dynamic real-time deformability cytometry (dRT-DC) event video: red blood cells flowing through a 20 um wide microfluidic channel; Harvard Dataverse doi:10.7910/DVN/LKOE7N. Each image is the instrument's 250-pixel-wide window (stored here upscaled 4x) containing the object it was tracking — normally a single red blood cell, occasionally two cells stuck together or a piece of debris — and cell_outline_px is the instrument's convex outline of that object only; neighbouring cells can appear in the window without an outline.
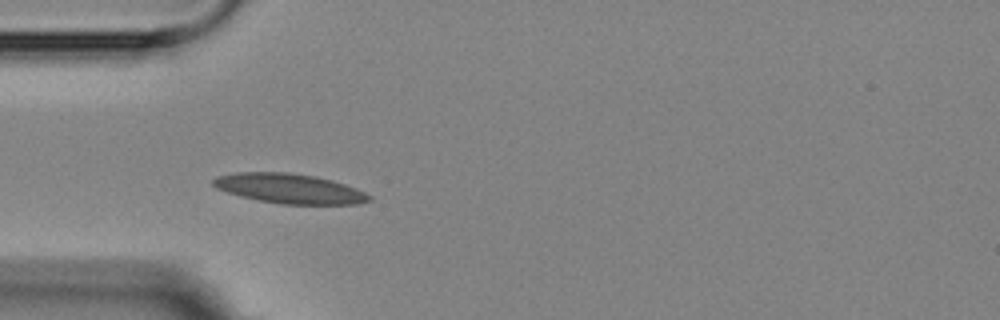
{"species": "Egyptian fruit bat (a non-hibernating species)", "species_latin": "Rousettus aegyptiacus", "temperature_condition": "room temperature", "stored_images_in_passage": 2, "camera_frame_rate_fps": 3000, "um_per_image_px": 0.085, "animal": {"sex": "female"}, "frame": {"image": 1, "passage_image": 1, "time_ms": 0.0, "image_size_px": [1000, 320], "cell_outline_px": [[372, 200], [356, 204], [280, 204], [256, 200], [240, 196], [216, 188], [212, 184], [212, 180], [216, 176], [236, 172], [288, 172], [312, 176], [332, 180], [356, 188], [372, 196]], "centroid_in_image_um": [24.58, 16.03], "position_along_channel_um": 60.4, "area_um2": 27.05}}
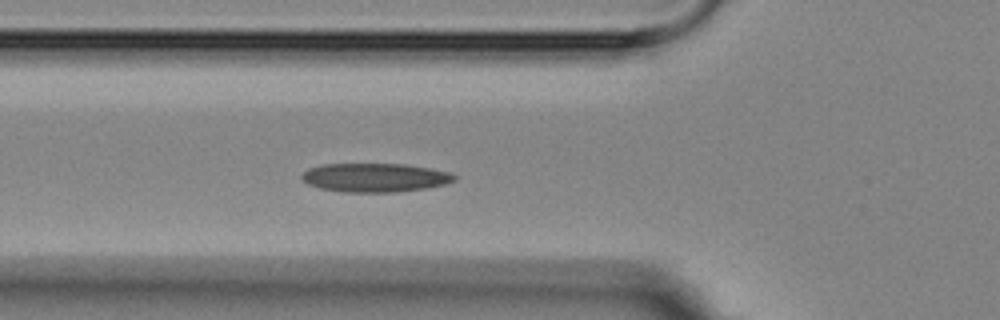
{"frame": {"image": 2, "passage_image": 2, "time_ms": 1.0, "image_size_px": [1000, 320], "cell_outline_px": [[456, 180], [444, 184], [428, 188], [396, 192], [344, 192], [320, 188], [308, 184], [300, 180], [300, 176], [308, 168], [324, 164], [404, 164], [428, 168], [448, 172], [456, 176]], "centroid_in_image_um": [31.83, 15.1], "position_along_channel_um": 94.0, "area_um2": 25.61}}